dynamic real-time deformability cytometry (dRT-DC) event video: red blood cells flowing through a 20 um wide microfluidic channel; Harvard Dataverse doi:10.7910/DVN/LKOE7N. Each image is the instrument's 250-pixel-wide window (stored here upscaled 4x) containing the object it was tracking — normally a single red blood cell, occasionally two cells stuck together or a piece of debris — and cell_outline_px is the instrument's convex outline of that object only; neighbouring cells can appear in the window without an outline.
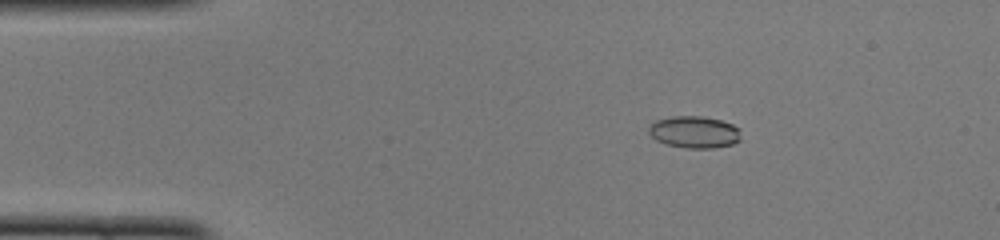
{"species": "common noctule bat (a hibernating species)", "species_latin": "Nyctalus noctula", "temperature_condition": "cold", "stored_images_in_passage": 49, "camera_frame_rate_fps": 3000, "um_per_image_px": 0.085, "animal": {"sex": "female", "body_mass_g": 22.0, "forearm_length_mm": 56.7}, "frame": {"image": 1, "passage_image": 8, "time_ms": 2.333, "image_size_px": [1000, 240], "cell_outline_px": [[740, 140], [732, 144], [712, 148], [688, 148], [668, 144], [656, 140], [648, 132], [648, 128], [656, 120], [672, 116], [704, 116], [720, 120], [732, 124], [740, 128]], "centroid_in_image_um": [59.04, 11.21], "position_along_channel_um": 26.0, "area_um2": 17.11}}
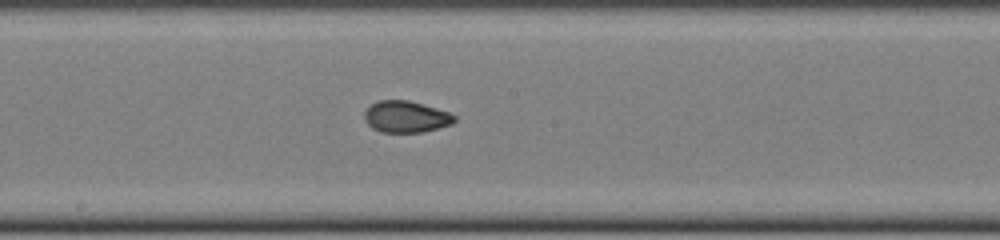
{"frame": {"image": 2, "passage_image": 26, "time_ms": 8.333, "image_size_px": [1000, 240], "cell_outline_px": [[456, 120], [452, 124], [424, 132], [380, 132], [372, 128], [364, 120], [364, 112], [376, 100], [408, 100], [424, 104], [448, 112], [456, 116]], "centroid_in_image_um": [34.5, 9.92], "position_along_channel_um": 213.7, "area_um2": 16.65}}
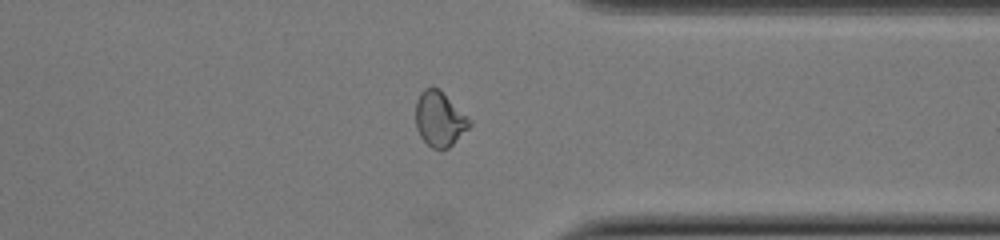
{"frame": {"image": 3, "passage_image": 38, "time_ms": 12.333, "image_size_px": [1000, 240], "cell_outline_px": [[472, 124], [448, 148], [432, 148], [420, 136], [416, 128], [416, 100], [420, 92], [424, 88], [440, 88], [472, 120]], "centroid_in_image_um": [37.37, 10.08], "position_along_channel_um": 374.0, "area_um2": 17.22}, "authors_computed_cell_mechanics": {"area_um2": 16.8776, "velocity_mm_per_s": 4.1056, "shape_relaxation_time_tau1_ms": null, "shape_relaxation_time_tau2_ms": 1.5893, "deformation_change_tau1": null, "deformation_change_tau2": 0.051}}